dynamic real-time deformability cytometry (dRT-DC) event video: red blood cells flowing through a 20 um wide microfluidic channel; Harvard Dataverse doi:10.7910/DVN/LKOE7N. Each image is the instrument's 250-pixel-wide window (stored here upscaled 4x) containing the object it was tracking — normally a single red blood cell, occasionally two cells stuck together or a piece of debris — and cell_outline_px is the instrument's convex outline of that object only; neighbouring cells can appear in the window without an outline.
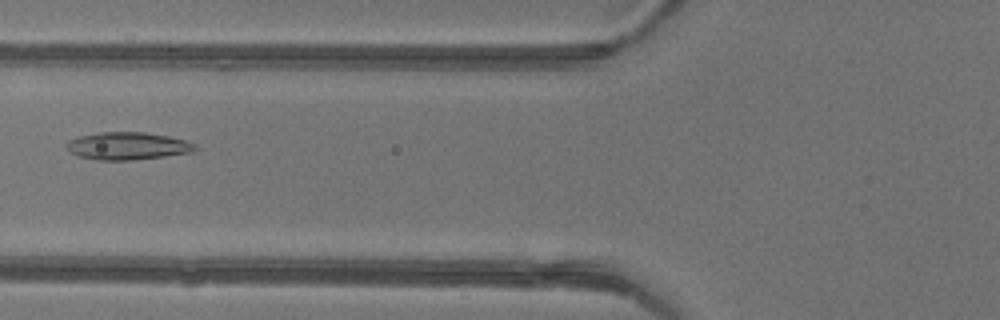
{"species": "common noctule bat (a hibernating species)", "species_latin": "Nyctalus noctula", "temperature_condition": "warm", "stored_images_in_passage": 37, "camera_frame_rate_fps": 3000, "um_per_image_px": 0.085, "animal": {"sex": "female"}, "frame": {"image": 1, "passage_image": 9, "time_ms": 2.667, "image_size_px": [1000, 320], "cell_outline_px": [[196, 148], [192, 152], [164, 156], [132, 160], [96, 160], [80, 156], [68, 152], [64, 144], [68, 140], [80, 136], [100, 132], [144, 132], [168, 136], [184, 140], [196, 144]], "centroid_in_image_um": [10.79, 12.4], "position_along_channel_um": 115.0, "area_um2": 20.63}}
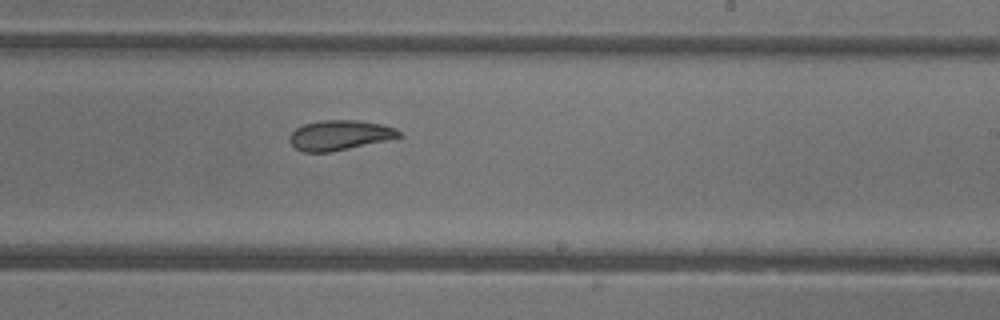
{"frame": {"image": 2, "passage_image": 19, "time_ms": 6.0, "image_size_px": [1000, 320], "cell_outline_px": [[404, 136], [388, 140], [328, 152], [304, 152], [296, 148], [288, 140], [288, 136], [296, 128], [304, 124], [320, 120], [360, 120], [384, 124], [396, 128]], "centroid_in_image_um": [28.89, 11.47], "position_along_channel_um": 260.1, "area_um2": 19.19}}
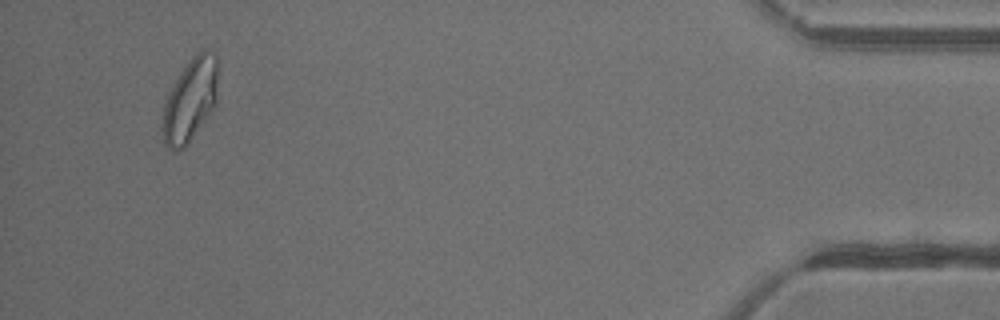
{"frame": {"image": 3, "passage_image": 35, "time_ms": 11.333, "image_size_px": [1000, 320], "cell_outline_px": [[216, 104], [188, 144], [184, 148], [176, 152], [172, 152], [164, 144], [160, 128], [164, 104], [168, 92], [172, 84], [188, 60], [196, 52], [204, 48], [216, 56]], "centroid_in_image_um": [16.1, 8.55], "position_along_channel_um": 419.1, "area_um2": 27.17}, "authors_computed_cell_mechanics": {"area_um2": 20.6346, "velocity_mm_per_s": 4.357, "shape_relaxation_time_tau1_ms": 3.026, "shape_relaxation_time_tau2_ms": 1.8143, "deformation_change_tau1": 0.1275, "deformation_change_tau2": 0.0802}}